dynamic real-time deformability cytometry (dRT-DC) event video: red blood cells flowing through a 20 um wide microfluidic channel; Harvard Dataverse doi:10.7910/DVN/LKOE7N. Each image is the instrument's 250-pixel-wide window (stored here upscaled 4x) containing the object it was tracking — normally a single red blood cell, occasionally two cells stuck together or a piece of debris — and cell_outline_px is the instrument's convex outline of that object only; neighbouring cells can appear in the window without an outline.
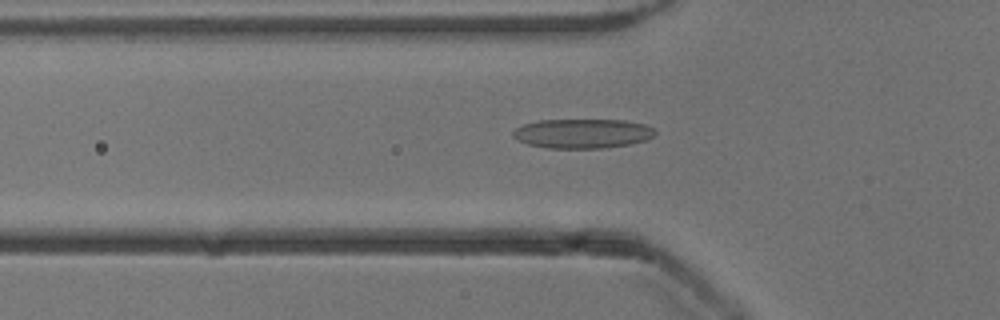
{"species": "common noctule bat (a hibernating species)", "species_latin": "Nyctalus noctula", "temperature_condition": "cold", "stored_images_in_passage": 53, "camera_frame_rate_fps": 3000, "um_per_image_px": 0.085, "animal": {"sex": "male", "body_mass_g": 13.3}, "frame": {"image": 1, "passage_image": 18, "time_ms": 5.667, "image_size_px": [1000, 320], "cell_outline_px": [[656, 132], [652, 136], [644, 140], [632, 144], [604, 148], [544, 148], [528, 144], [516, 140], [512, 136], [512, 132], [516, 128], [524, 124], [540, 120], [624, 120], [644, 124], [652, 128]], "centroid_in_image_um": [49.47, 11.35], "position_along_channel_um": 76.3, "area_um2": 24.39}}
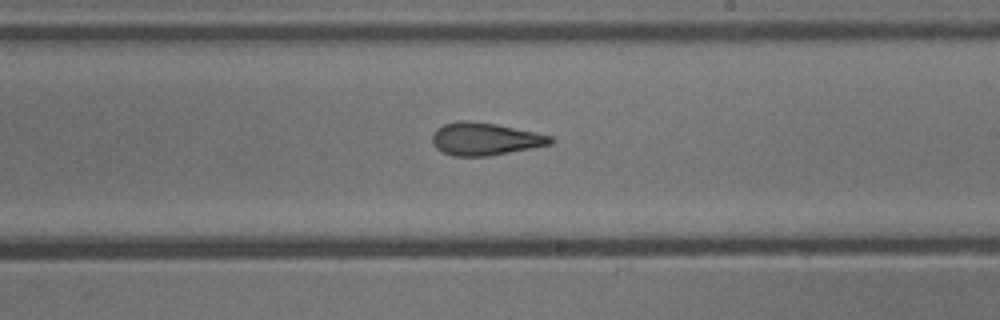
{"frame": {"image": 2, "passage_image": 31, "time_ms": 10.0, "image_size_px": [1000, 320], "cell_outline_px": [[556, 140], [552, 144], [488, 156], [452, 156], [436, 148], [432, 144], [432, 132], [436, 128], [444, 124], [460, 120], [468, 120], [496, 124], [536, 132], [552, 136]], "centroid_in_image_um": [41.21, 11.8], "position_along_channel_um": 247.8, "area_um2": 22.6}}
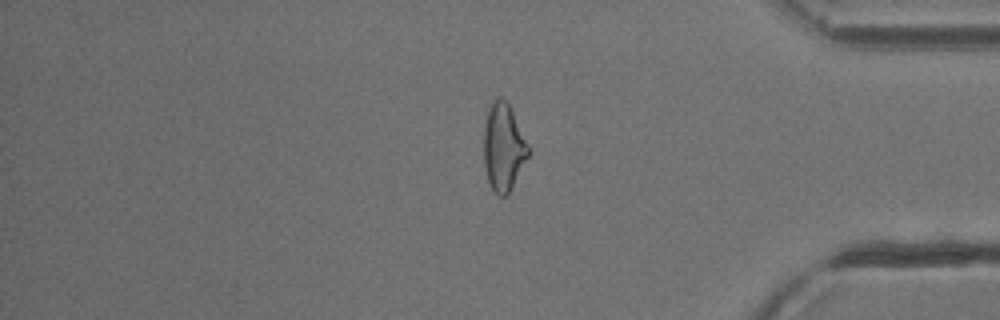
{"frame": {"image": 3, "passage_image": 44, "time_ms": 14.333, "image_size_px": [1000, 320], "cell_outline_px": [[528, 156], [508, 196], [500, 196], [492, 188], [488, 180], [484, 168], [484, 128], [488, 112], [492, 100], [496, 96], [500, 96], [508, 100], [528, 144]], "centroid_in_image_um": [42.79, 12.48], "position_along_channel_um": 392.4, "area_um2": 22.77}, "authors_computed_cell_mechanics": {"area_um2": 23.3512, "velocity_mm_per_s": 3.9299, "shape_relaxation_time_tau1_ms": 10.6173, "shape_relaxation_time_tau2_ms": 1.835, "deformation_change_tau1": 0.2322, "deformation_change_tau2": 0.1097}}